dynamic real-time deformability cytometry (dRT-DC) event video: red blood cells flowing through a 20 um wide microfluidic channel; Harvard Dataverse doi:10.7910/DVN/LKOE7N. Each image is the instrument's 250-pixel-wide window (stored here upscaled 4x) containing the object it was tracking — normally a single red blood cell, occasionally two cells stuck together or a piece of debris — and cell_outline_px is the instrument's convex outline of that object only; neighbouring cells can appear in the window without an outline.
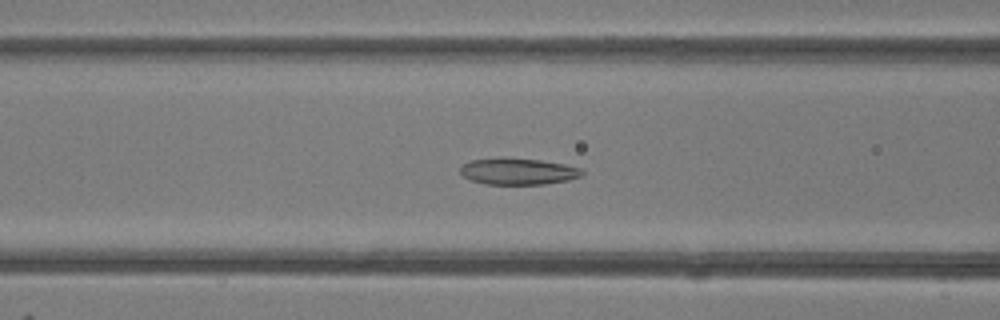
{"species": "common noctule bat (a hibernating species)", "species_latin": "Nyctalus noctula", "temperature_condition": "room temperature", "stored_images_in_passage": 49, "camera_frame_rate_fps": 3000, "um_per_image_px": 0.085, "animal": {"sex": "female"}, "frame": {"image": 1, "passage_image": 20, "time_ms": 6.333, "image_size_px": [1000, 320], "cell_outline_px": [[584, 172], [580, 176], [568, 180], [544, 184], [484, 184], [472, 180], [464, 176], [460, 172], [460, 168], [464, 164], [472, 160], [540, 160], [564, 164], [580, 168]], "centroid_in_image_um": [44.08, 14.61], "position_along_channel_um": 122.5, "area_um2": 17.92}}
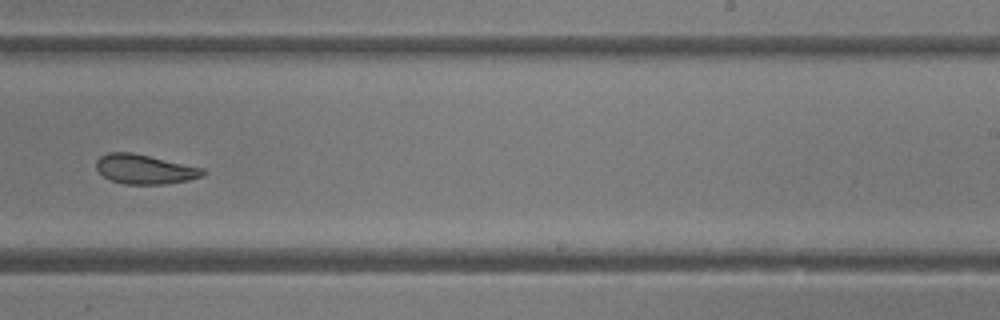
{"frame": {"image": 2, "passage_image": 31, "time_ms": 10.0, "image_size_px": [1000, 320], "cell_outline_px": [[204, 176], [188, 180], [164, 184], [124, 184], [112, 180], [104, 176], [96, 168], [96, 160], [100, 156], [108, 152], [132, 152], [204, 168]], "centroid_in_image_um": [12.3, 14.38], "position_along_channel_um": 276.7, "area_um2": 18.26}}
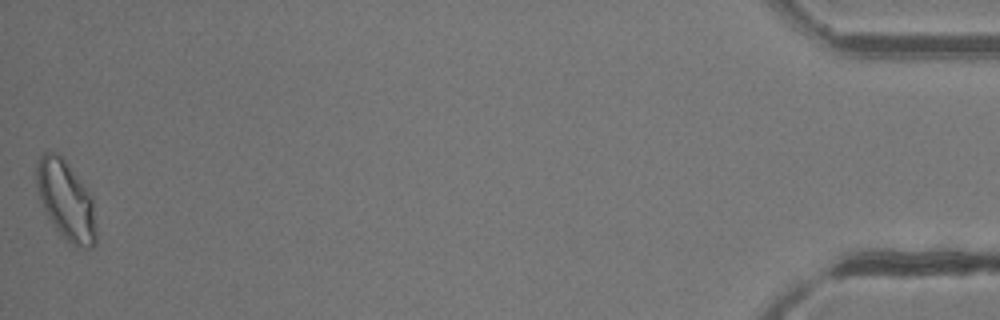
{"frame": {"image": 3, "passage_image": 49, "time_ms": 16.0, "image_size_px": [1000, 320], "cell_outline_px": [[96, 244], [92, 248], [76, 248], [48, 220], [36, 188], [36, 164], [40, 156], [44, 152], [56, 152], [68, 164], [92, 196], [96, 232]], "centroid_in_image_um": [5.6, 17.05], "position_along_channel_um": 429.6, "area_um2": 27.46}, "authors_computed_cell_mechanics": {"area_um2": 20.6924, "velocity_mm_per_s": 4.2112, "shape_relaxation_time_tau1_ms": 7.7413, "shape_relaxation_time_tau2_ms": 2.4223, "deformation_change_tau1": 0.1944, "deformation_change_tau2": 0.0827}}